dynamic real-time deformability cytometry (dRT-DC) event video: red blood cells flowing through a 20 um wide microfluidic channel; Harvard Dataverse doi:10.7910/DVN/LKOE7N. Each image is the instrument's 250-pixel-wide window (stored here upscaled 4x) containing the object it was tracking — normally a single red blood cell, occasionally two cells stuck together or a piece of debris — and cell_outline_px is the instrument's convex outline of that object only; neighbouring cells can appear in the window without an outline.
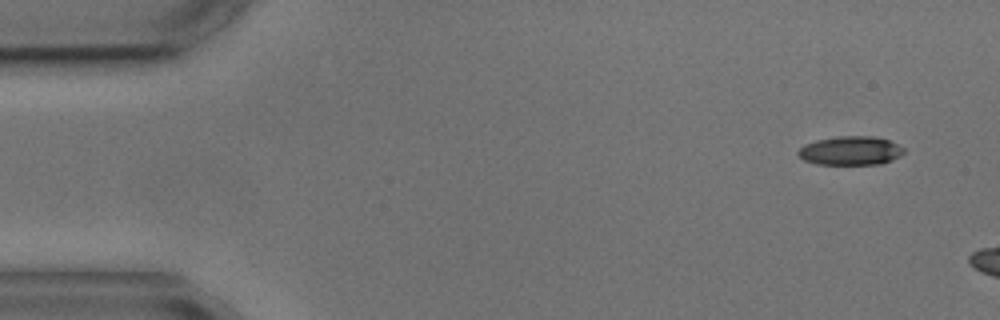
{"species": "common noctule bat (a hibernating species)", "species_latin": "Nyctalus noctula", "temperature_condition": "cold", "stored_images_in_passage": 3, "camera_frame_rate_fps": 3000, "um_per_image_px": 0.085, "animal": {"sex": "male", "body_mass_g": 17.9, "forearm_length_mm": 54.2}, "frame": {"image": 1, "passage_image": 1, "time_ms": 0.0, "image_size_px": [1000, 320], "cell_outline_px": [[904, 152], [900, 156], [892, 160], [880, 164], [816, 164], [804, 160], [796, 152], [804, 144], [816, 140], [836, 136], [876, 136], [888, 140], [904, 148]], "centroid_in_image_um": [72.28, 12.8], "position_along_channel_um": 12.7, "area_um2": 17.8}}